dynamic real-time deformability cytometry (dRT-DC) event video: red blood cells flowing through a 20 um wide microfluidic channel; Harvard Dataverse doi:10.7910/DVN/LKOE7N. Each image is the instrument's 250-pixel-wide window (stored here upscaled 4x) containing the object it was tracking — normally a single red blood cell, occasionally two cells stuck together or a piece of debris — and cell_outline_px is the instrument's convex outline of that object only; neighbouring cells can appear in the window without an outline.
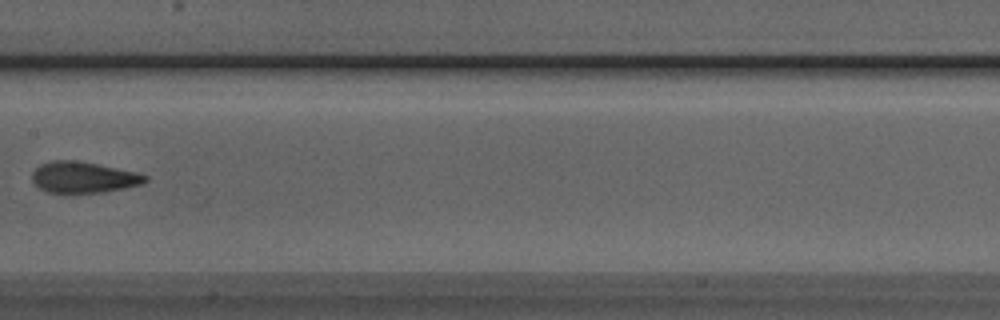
{"species": "Egyptian fruit bat (a non-hibernating species)", "species_latin": "Rousettus aegyptiacus", "temperature_condition": "room temperature", "stored_images_in_passage": 5, "camera_frame_rate_fps": 3000, "um_per_image_px": 0.085, "animal": {"sex": "male"}, "frame": {"image": 1, "passage_image": 5, "time_ms": 1.333, "image_size_px": [1000, 320], "cell_outline_px": [[148, 180], [144, 184], [104, 192], [64, 196], [48, 192], [40, 188], [32, 180], [32, 172], [40, 164], [52, 160], [76, 160], [136, 172], [148, 176]], "centroid_in_image_um": [7.07, 15.11], "position_along_channel_um": 200.3, "area_um2": 21.15}}